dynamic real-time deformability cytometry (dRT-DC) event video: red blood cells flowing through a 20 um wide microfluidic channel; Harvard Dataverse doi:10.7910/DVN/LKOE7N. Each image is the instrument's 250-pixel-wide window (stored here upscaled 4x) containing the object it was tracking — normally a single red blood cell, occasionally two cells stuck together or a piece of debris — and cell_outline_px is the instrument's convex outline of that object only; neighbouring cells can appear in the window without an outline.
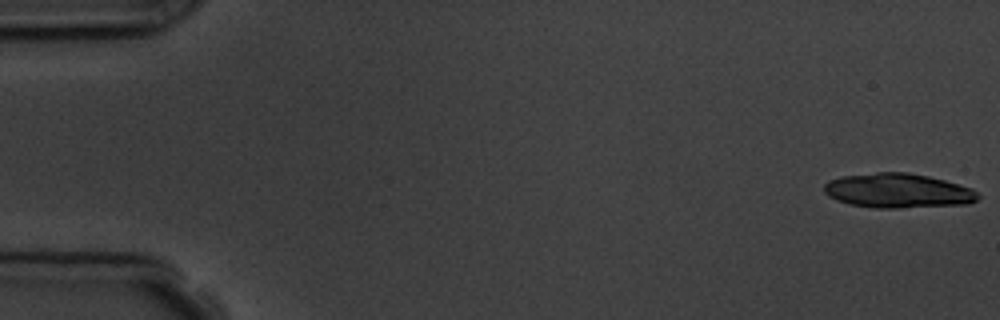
{"species": "common noctule bat (a hibernating species)", "species_latin": "Nyctalus noctula", "temperature_condition": "room temperature", "stored_images_in_passage": 9, "camera_frame_rate_fps": 3000, "um_per_image_px": 0.085, "animal": {"sex": "male", "body_mass_g": 19.5, "forearm_length_mm": 54.6}, "frame": {"image": 1, "passage_image": 1, "time_ms": 0.0, "image_size_px": [1000, 320], "cell_outline_px": [[980, 196], [976, 200], [968, 204], [900, 208], [876, 208], [848, 204], [836, 200], [828, 196], [824, 192], [824, 184], [828, 180], [840, 176], [876, 172], [908, 172], [928, 176], [944, 180], [972, 188]], "centroid_in_image_um": [76.29, 16.21], "position_along_channel_um": 8.7, "area_um2": 31.15}}
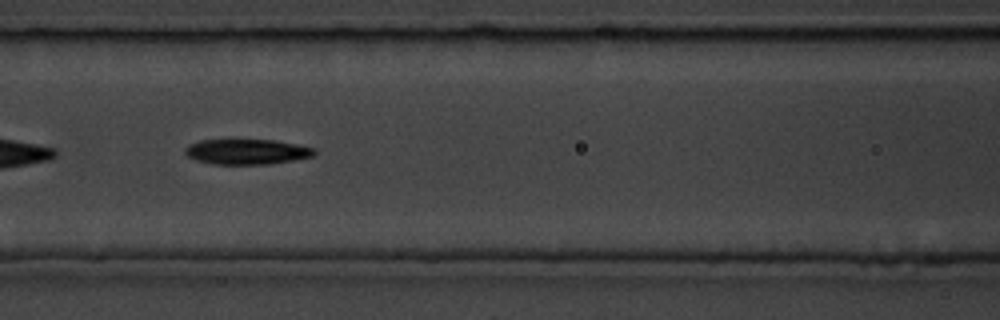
{"frame": {"image": 2, "passage_image": 7, "time_ms": 7.667, "image_size_px": [1000, 320], "cell_outline_px": [[316, 152], [312, 156], [292, 160], [268, 164], [212, 164], [196, 160], [188, 156], [184, 152], [184, 148], [188, 144], [200, 140], [232, 136], [276, 140], [316, 148]], "centroid_in_image_um": [20.91, 12.83], "position_along_channel_um": 145.7, "area_um2": 20.11}}